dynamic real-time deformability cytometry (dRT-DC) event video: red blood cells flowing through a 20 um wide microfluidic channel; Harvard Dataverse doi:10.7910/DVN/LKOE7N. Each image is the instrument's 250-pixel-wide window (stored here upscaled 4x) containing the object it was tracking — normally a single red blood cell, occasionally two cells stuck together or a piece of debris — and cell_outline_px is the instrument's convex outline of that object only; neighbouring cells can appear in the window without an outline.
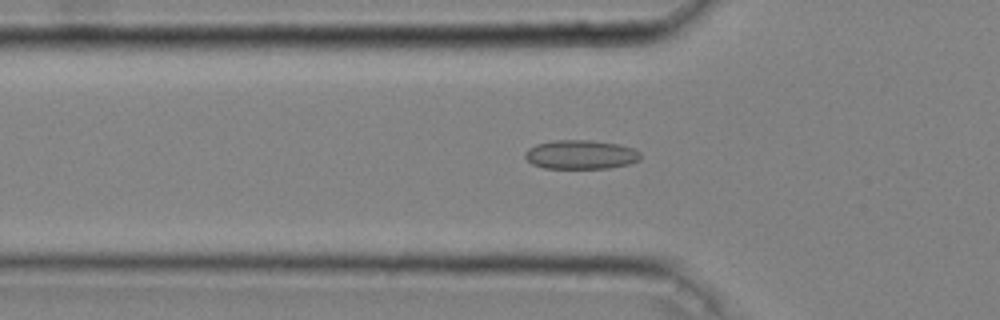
{"species": "common noctule bat (a hibernating species)", "species_latin": "Nyctalus noctula", "temperature_condition": "cold", "stored_images_in_passage": 46, "camera_frame_rate_fps": 3000, "um_per_image_px": 0.085, "animal": {"sex": "male", "body_mass_g": 20.4}, "frame": {"image": 1, "passage_image": 15, "time_ms": 4.667, "image_size_px": [1000, 320], "cell_outline_px": [[640, 160], [628, 164], [608, 168], [544, 168], [532, 164], [524, 156], [524, 152], [528, 148], [536, 144], [556, 140], [592, 140], [620, 144], [632, 148], [640, 152]], "centroid_in_image_um": [49.35, 13.13], "position_along_channel_um": 76.4, "area_um2": 19.59}}
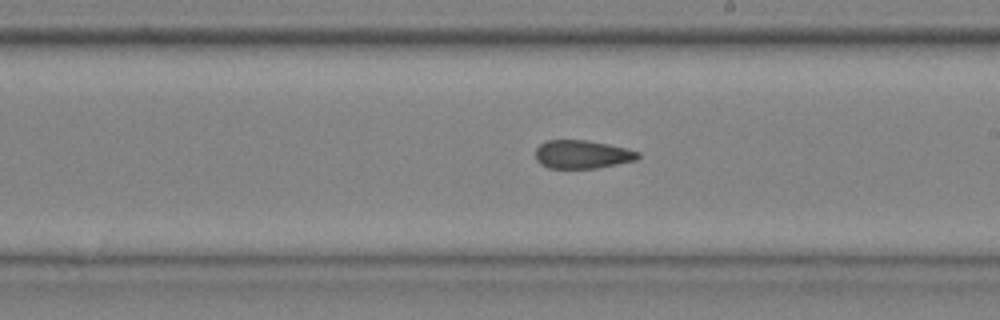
{"frame": {"image": 2, "passage_image": 27, "time_ms": 8.667, "image_size_px": [1000, 320], "cell_outline_px": [[640, 156], [636, 160], [596, 168], [548, 168], [540, 164], [536, 160], [536, 148], [544, 140], [588, 140], [628, 148], [640, 152]], "centroid_in_image_um": [49.48, 13.11], "position_along_channel_um": 239.5, "area_um2": 17.05}}
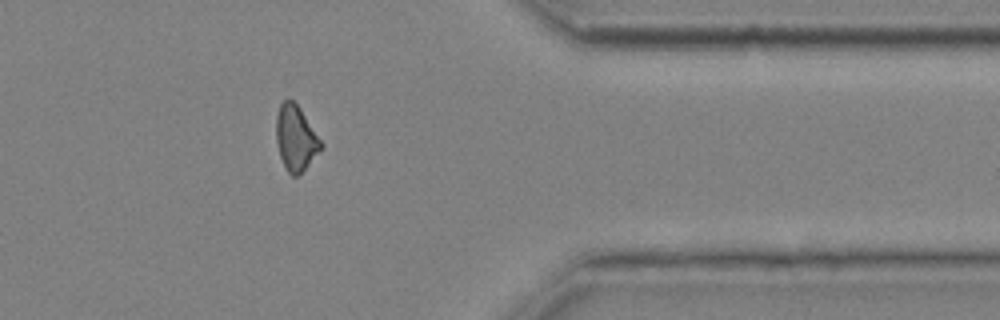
{"frame": {"image": 3, "passage_image": 39, "time_ms": 12.667, "image_size_px": [1000, 320], "cell_outline_px": [[324, 148], [296, 176], [292, 176], [288, 172], [280, 156], [276, 140], [276, 116], [280, 104], [284, 100], [292, 100], [300, 108], [324, 144]], "centroid_in_image_um": [25.15, 11.72], "position_along_channel_um": 386.3, "area_um2": 16.88}, "authors_computed_cell_mechanics": {"area_um2": 17.629, "velocity_mm_per_s": 4.0713, "shape_relaxation_time_tau1_ms": null, "shape_relaxation_time_tau2_ms": 2.7095, "deformation_change_tau1": null, "deformation_change_tau2": 0.0918}}